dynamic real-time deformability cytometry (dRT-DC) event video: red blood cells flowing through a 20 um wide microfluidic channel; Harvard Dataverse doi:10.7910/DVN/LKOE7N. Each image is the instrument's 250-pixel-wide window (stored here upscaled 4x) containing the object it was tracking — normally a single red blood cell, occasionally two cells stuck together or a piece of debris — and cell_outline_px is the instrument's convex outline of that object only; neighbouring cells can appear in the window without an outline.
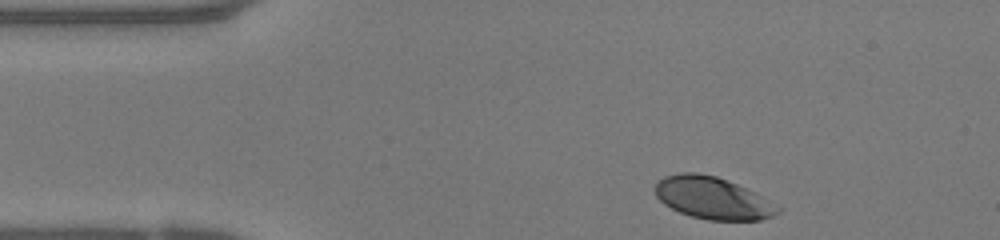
{"species": "human", "species_latin": "Homo sapiens", "temperature_condition": "warm", "stored_images_in_passage": 33, "camera_frame_rate_fps": 3000, "um_per_image_px": 0.085, "donor": {"sex": "female"}, "frame": {"image": 1, "passage_image": 1, "time_ms": 0.0, "image_size_px": [1000, 240], "cell_outline_px": [[780, 212], [772, 216], [760, 220], [708, 220], [692, 216], [680, 212], [664, 204], [656, 196], [656, 184], [664, 176], [680, 172], [696, 172], [716, 176], [736, 184], [760, 196], [780, 208]], "centroid_in_image_um": [60.54, 16.83], "position_along_channel_um": 24.5, "area_um2": 29.59}}
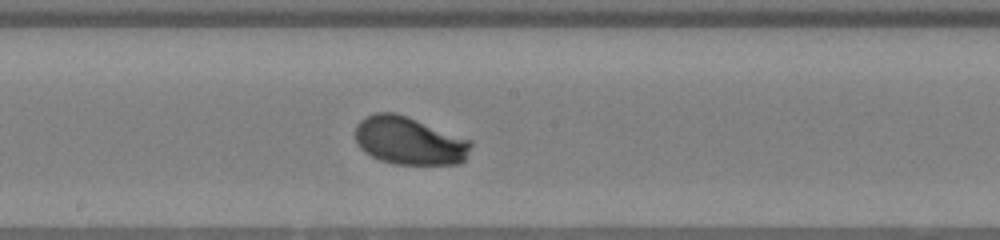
{"frame": {"image": 2, "passage_image": 19, "time_ms": 6.0, "image_size_px": [1000, 240], "cell_outline_px": [[472, 144], [464, 160], [460, 164], [392, 164], [380, 160], [364, 152], [356, 144], [356, 124], [360, 120], [376, 112], [396, 112], [408, 116], [472, 140]], "centroid_in_image_um": [34.78, 11.96], "position_along_channel_um": 213.4, "area_um2": 32.48}}
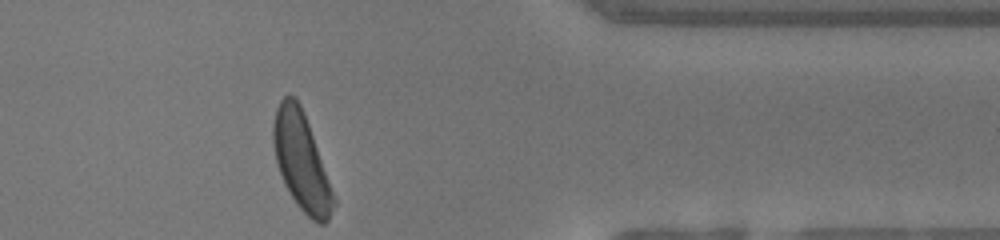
{"frame": {"image": 3, "passage_image": 33, "time_ms": 10.667, "image_size_px": [1000, 240], "cell_outline_px": [[336, 204], [328, 220], [324, 224], [320, 224], [312, 220], [296, 204], [284, 184], [276, 160], [272, 140], [272, 124], [276, 108], [280, 100], [288, 92], [296, 96], [304, 112], [336, 200]], "centroid_in_image_um": [25.6, 13.69], "position_along_channel_um": 385.8, "area_um2": 34.16}, "authors_computed_cell_mechanics": {"area_um2": 32.0212, "velocity_mm_per_s": 4.1609, "shape_relaxation_time_tau1_ms": 1.533, "shape_relaxation_time_tau2_ms": null, "deformation_change_tau1": 0.1352, "deformation_change_tau2": null}}